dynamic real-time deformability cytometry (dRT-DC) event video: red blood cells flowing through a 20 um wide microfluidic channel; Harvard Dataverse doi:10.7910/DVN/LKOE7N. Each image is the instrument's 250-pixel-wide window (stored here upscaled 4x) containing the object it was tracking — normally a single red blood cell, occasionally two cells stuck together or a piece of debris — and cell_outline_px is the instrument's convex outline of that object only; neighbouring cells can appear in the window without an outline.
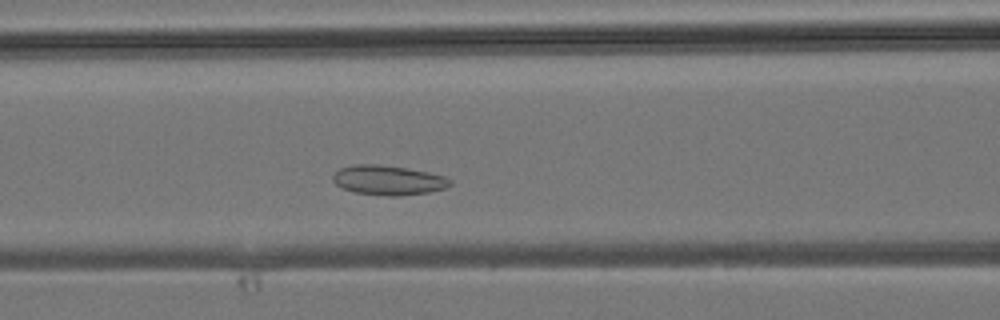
{"species": "common noctule bat (a hibernating species)", "species_latin": "Nyctalus noctula", "temperature_condition": "room temperature", "stored_images_in_passage": 32, "camera_frame_rate_fps": 3000, "um_per_image_px": 0.085, "animal": {"sex": "male", "body_mass_g": 19.2, "forearm_length_mm": 51.8}, "frame": {"image": 1, "passage_image": 12, "time_ms": 3.667, "image_size_px": [1000, 320], "cell_outline_px": [[452, 184], [444, 188], [428, 192], [400, 196], [388, 196], [356, 192], [340, 188], [332, 180], [332, 176], [340, 168], [352, 164], [376, 164], [404, 168], [428, 172], [444, 176], [452, 180]], "centroid_in_image_um": [32.97, 15.31], "position_along_channel_um": 133.6, "area_um2": 20.17}}
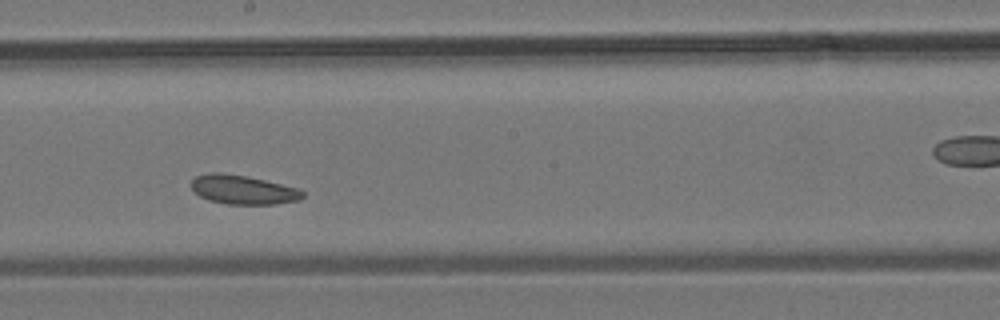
{"frame": {"image": 2, "passage_image": 18, "time_ms": 5.667, "image_size_px": [1000, 320], "cell_outline_px": [[304, 196], [300, 200], [276, 204], [228, 204], [208, 200], [200, 196], [192, 188], [192, 180], [196, 176], [208, 172], [220, 172], [244, 176], [264, 180], [296, 188], [304, 192]], "centroid_in_image_um": [20.65, 16.13], "position_along_channel_um": 227.6, "area_um2": 18.67}}
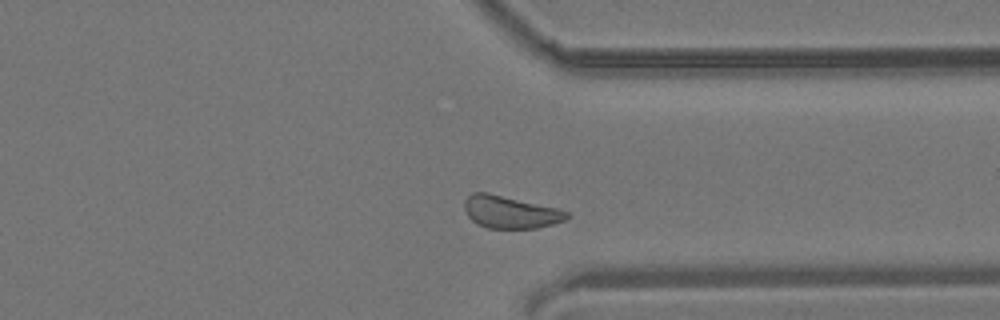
{"frame": {"image": 3, "passage_image": 27, "time_ms": 8.667, "image_size_px": [1000, 320], "cell_outline_px": [[572, 216], [564, 220], [552, 224], [536, 228], [488, 228], [476, 224], [468, 216], [464, 208], [464, 200], [472, 192], [488, 192], [556, 208], [568, 212]], "centroid_in_image_um": [43.35, 18.02], "position_along_channel_um": 368.1, "area_um2": 19.31}}